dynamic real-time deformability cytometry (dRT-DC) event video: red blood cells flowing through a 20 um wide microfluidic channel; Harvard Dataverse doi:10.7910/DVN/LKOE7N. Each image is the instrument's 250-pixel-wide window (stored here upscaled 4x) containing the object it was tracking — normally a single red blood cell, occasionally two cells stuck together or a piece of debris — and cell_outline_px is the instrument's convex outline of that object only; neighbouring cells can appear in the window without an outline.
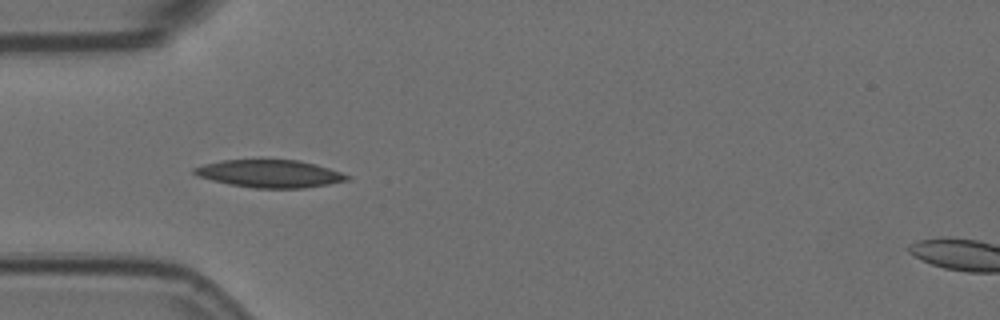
{"species": "Egyptian fruit bat (a non-hibernating species)", "species_latin": "Rousettus aegyptiacus", "temperature_condition": "room temperature", "stored_images_in_passage": 3, "camera_frame_rate_fps": 3000, "um_per_image_px": 0.085, "animal": {"sex": "female"}, "frame": {"image": 1, "passage_image": 1, "time_ms": 0.0, "image_size_px": [1000, 320], "cell_outline_px": [[352, 180], [304, 188], [252, 188], [228, 184], [196, 176], [192, 172], [192, 168], [204, 164], [224, 160], [300, 160], [316, 164], [352, 176]], "centroid_in_image_um": [22.94, 14.77], "position_along_channel_um": 62.1, "area_um2": 24.74}}
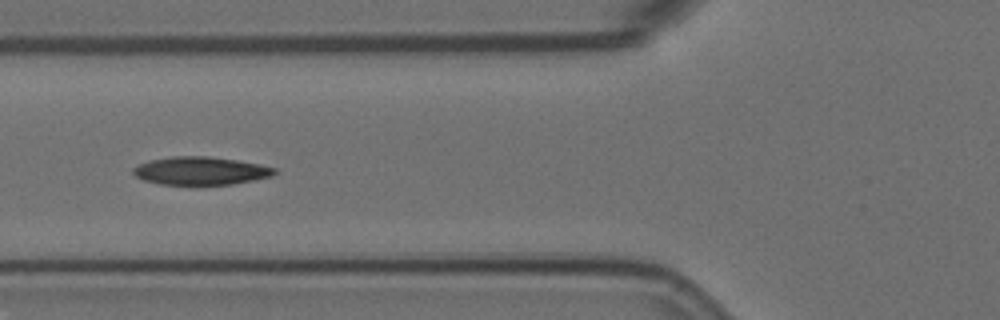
{"frame": {"image": 2, "passage_image": 2, "time_ms": 0.333, "image_size_px": [1000, 320], "cell_outline_px": [[276, 172], [272, 176], [232, 184], [196, 188], [192, 188], [160, 184], [144, 180], [136, 176], [132, 172], [132, 168], [140, 164], [152, 160], [172, 156], [208, 156], [236, 160], [260, 164], [276, 168]], "centroid_in_image_um": [17.04, 14.57], "position_along_channel_um": 108.8, "area_um2": 23.93}}
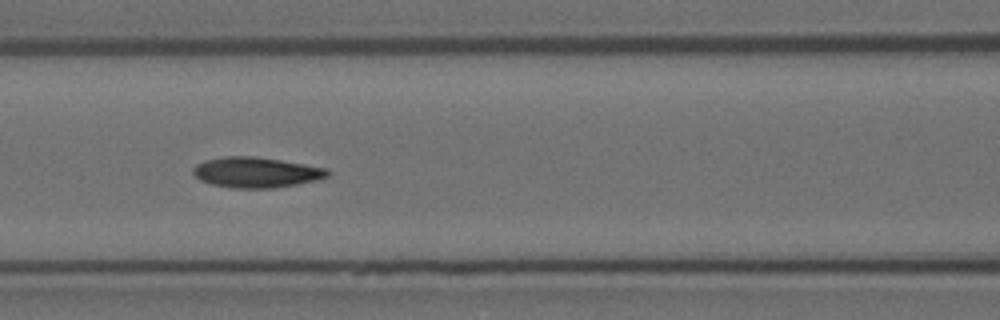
{"frame": {"image": 3, "passage_image": 3, "time_ms": 0.667, "image_size_px": [1000, 320], "cell_outline_px": [[332, 172], [328, 176], [320, 180], [272, 188], [232, 188], [212, 184], [200, 180], [192, 172], [192, 168], [196, 164], [208, 160], [224, 156], [256, 156], [328, 168]], "centroid_in_image_um": [21.81, 14.65], "position_along_channel_um": 144.8, "area_um2": 23.93}}